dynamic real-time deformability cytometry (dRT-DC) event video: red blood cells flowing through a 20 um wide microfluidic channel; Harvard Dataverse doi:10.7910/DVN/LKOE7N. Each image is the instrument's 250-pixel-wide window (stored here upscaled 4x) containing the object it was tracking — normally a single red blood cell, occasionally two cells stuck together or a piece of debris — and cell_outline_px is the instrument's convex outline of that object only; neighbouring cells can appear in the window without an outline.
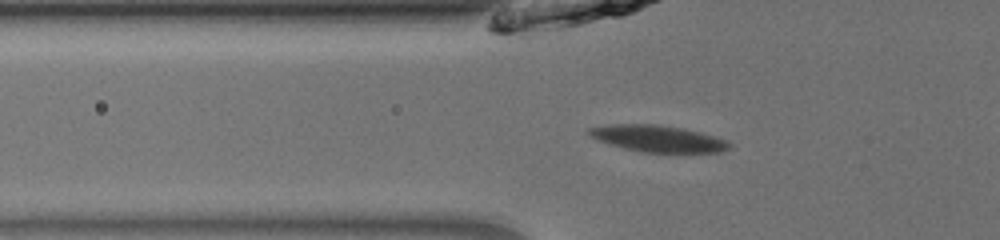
{"species": "common noctule bat (a hibernating species)", "species_latin": "Nyctalus noctula", "temperature_condition": "room temperature", "stored_images_in_passage": 44, "camera_frame_rate_fps": 3000, "um_per_image_px": 0.085, "animal": {"sex": "male", "body_mass_g": 13.0, "forearm_length_mm": 53.1}, "frame": {"image": 1, "passage_image": 15, "time_ms": 4.667, "image_size_px": [1000, 240], "cell_outline_px": [[732, 148], [724, 152], [688, 156], [684, 156], [640, 152], [624, 148], [588, 136], [588, 128], [608, 124], [656, 124], [684, 128], [716, 136], [728, 140], [732, 144]], "centroid_in_image_um": [56.1, 11.84], "position_along_channel_um": 69.7, "area_um2": 23.18}}
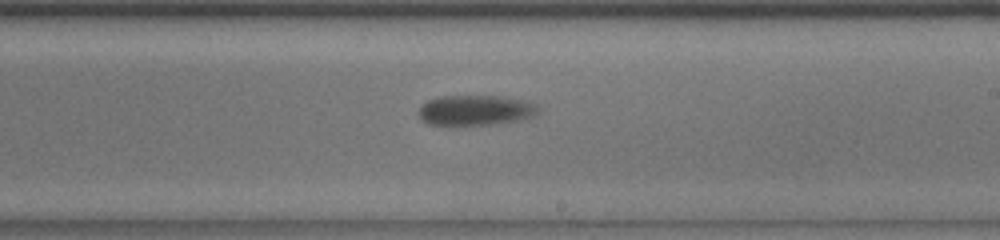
{"frame": {"image": 2, "passage_image": 29, "time_ms": 9.333, "image_size_px": [1000, 240], "cell_outline_px": [[540, 112], [536, 116], [520, 120], [492, 124], [428, 124], [420, 120], [416, 112], [428, 100], [440, 96], [504, 96], [524, 100], [540, 108]], "centroid_in_image_um": [40.43, 9.36], "position_along_channel_um": 248.6, "area_um2": 21.1}}
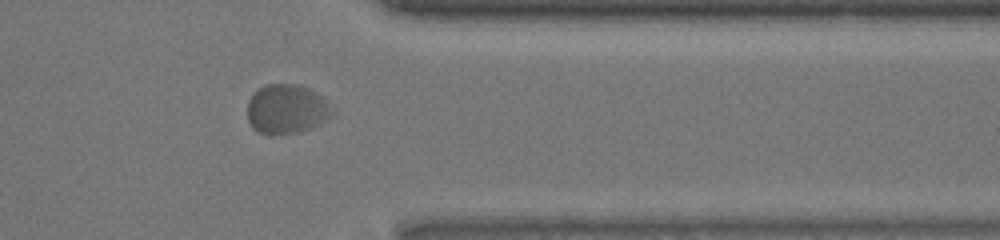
{"frame": {"image": 3, "passage_image": 40, "time_ms": 13.0, "image_size_px": [1000, 240], "cell_outline_px": [[332, 116], [308, 128], [296, 132], [272, 136], [256, 132], [252, 128], [248, 120], [248, 100], [264, 84], [296, 84], [308, 88], [316, 92], [332, 108]], "centroid_in_image_um": [24.31, 9.28], "position_along_channel_um": 387.1, "area_um2": 24.22}}